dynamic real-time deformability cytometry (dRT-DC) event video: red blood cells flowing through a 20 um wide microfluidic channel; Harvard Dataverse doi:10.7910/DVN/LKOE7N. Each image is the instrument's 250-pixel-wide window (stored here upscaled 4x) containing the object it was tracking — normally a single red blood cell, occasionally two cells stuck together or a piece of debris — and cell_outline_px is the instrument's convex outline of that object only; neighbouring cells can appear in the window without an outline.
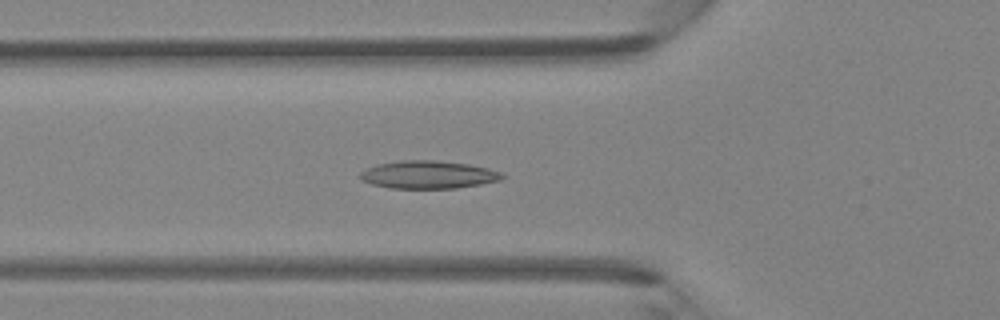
{"species": "Egyptian fruit bat (a non-hibernating species)", "species_latin": "Rousettus aegyptiacus", "temperature_condition": "room temperature", "stored_images_in_passage": 37, "camera_frame_rate_fps": 3000, "um_per_image_px": 0.085, "animal": {"sex": "female"}, "frame": {"image": 1, "passage_image": 7, "time_ms": 2.0, "image_size_px": [1000, 320], "cell_outline_px": [[504, 176], [500, 180], [480, 184], [456, 188], [388, 188], [372, 184], [360, 180], [360, 172], [364, 168], [376, 164], [400, 160], [436, 160], [468, 164], [488, 168], [500, 172]], "centroid_in_image_um": [36.34, 14.84], "position_along_channel_um": 89.5, "area_um2": 23.12}}
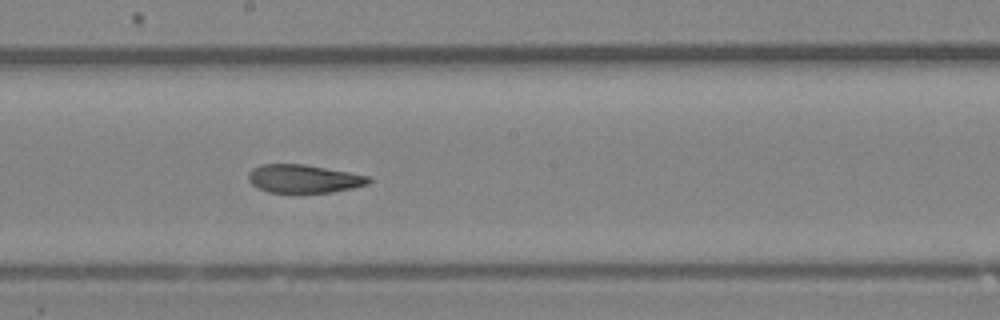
{"frame": {"image": 2, "passage_image": 16, "time_ms": 5.0, "image_size_px": [1000, 320], "cell_outline_px": [[372, 180], [368, 184], [352, 188], [332, 192], [268, 192], [252, 184], [248, 180], [248, 172], [252, 168], [260, 164], [304, 164], [372, 176]], "centroid_in_image_um": [25.83, 15.18], "position_along_channel_um": 222.4, "area_um2": 19.83}}
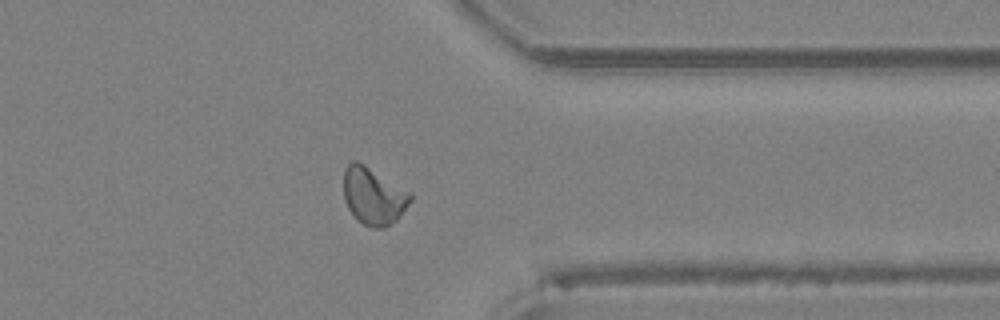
{"frame": {"image": 3, "passage_image": 27, "time_ms": 8.667, "image_size_px": [1000, 320], "cell_outline_px": [[412, 200], [396, 220], [384, 228], [372, 228], [356, 220], [348, 208], [344, 200], [344, 168], [352, 160], [356, 160], [364, 164], [412, 192]], "centroid_in_image_um": [31.74, 16.66], "position_along_channel_um": 379.7, "area_um2": 22.43}}